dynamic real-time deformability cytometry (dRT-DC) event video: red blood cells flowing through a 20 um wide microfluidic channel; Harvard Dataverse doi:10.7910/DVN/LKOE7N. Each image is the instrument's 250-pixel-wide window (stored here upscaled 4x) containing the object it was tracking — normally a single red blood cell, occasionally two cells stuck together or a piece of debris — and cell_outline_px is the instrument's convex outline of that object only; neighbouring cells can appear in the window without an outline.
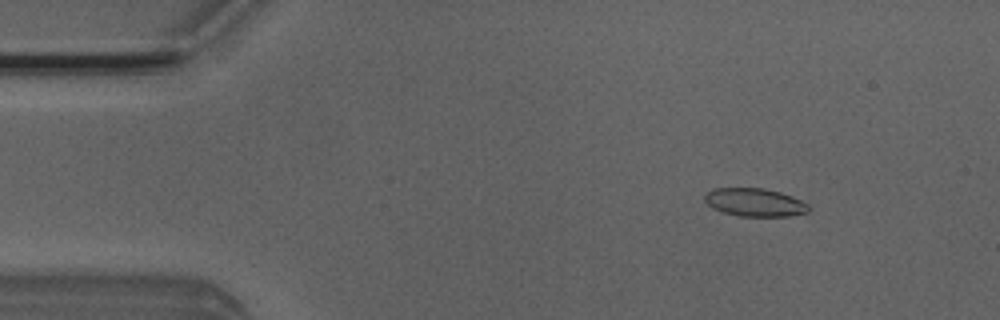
{"species": "Egyptian fruit bat (a non-hibernating species)", "species_latin": "Rousettus aegyptiacus", "temperature_condition": "room temperature", "stored_images_in_passage": 45, "camera_frame_rate_fps": 3000, "um_per_image_px": 0.085, "animal": {"sex": "male"}, "frame": {"image": 1, "passage_image": 7, "time_ms": 2.0, "image_size_px": [1000, 320], "cell_outline_px": [[808, 212], [788, 216], [740, 216], [724, 212], [712, 208], [704, 200], [704, 196], [712, 188], [764, 188], [780, 192], [792, 196], [808, 204]], "centroid_in_image_um": [64.14, 17.19], "position_along_channel_um": 20.9, "area_um2": 16.94}}
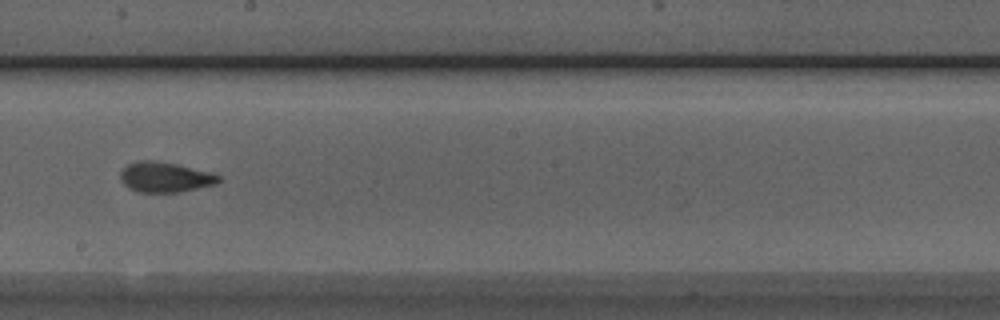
{"frame": {"image": 2, "passage_image": 29, "time_ms": 9.333, "image_size_px": [1000, 320], "cell_outline_px": [[220, 180], [216, 184], [180, 192], [136, 192], [128, 188], [120, 180], [120, 172], [128, 164], [140, 160], [156, 160], [176, 164], [208, 172], [220, 176]], "centroid_in_image_um": [13.99, 15.06], "position_along_channel_um": 234.2, "area_um2": 17.22}}
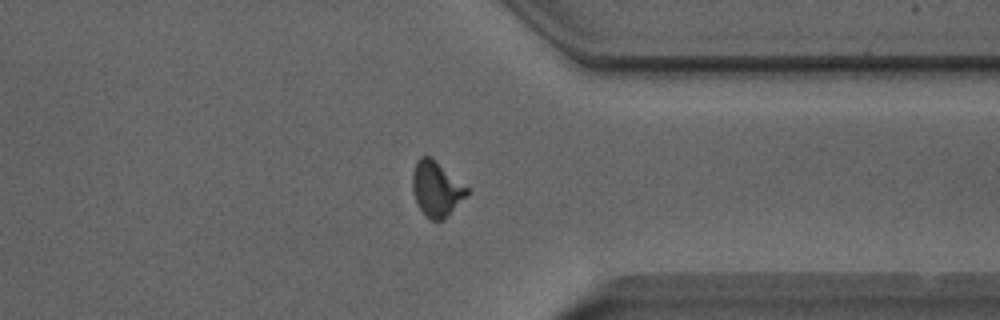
{"frame": {"image": 3, "passage_image": 40, "time_ms": 13.0, "image_size_px": [1000, 320], "cell_outline_px": [[468, 196], [444, 220], [432, 220], [424, 216], [416, 204], [412, 192], [412, 172], [416, 160], [420, 156], [428, 156], [468, 188]], "centroid_in_image_um": [37.06, 16.11], "position_along_channel_um": 374.3, "area_um2": 17.51}}